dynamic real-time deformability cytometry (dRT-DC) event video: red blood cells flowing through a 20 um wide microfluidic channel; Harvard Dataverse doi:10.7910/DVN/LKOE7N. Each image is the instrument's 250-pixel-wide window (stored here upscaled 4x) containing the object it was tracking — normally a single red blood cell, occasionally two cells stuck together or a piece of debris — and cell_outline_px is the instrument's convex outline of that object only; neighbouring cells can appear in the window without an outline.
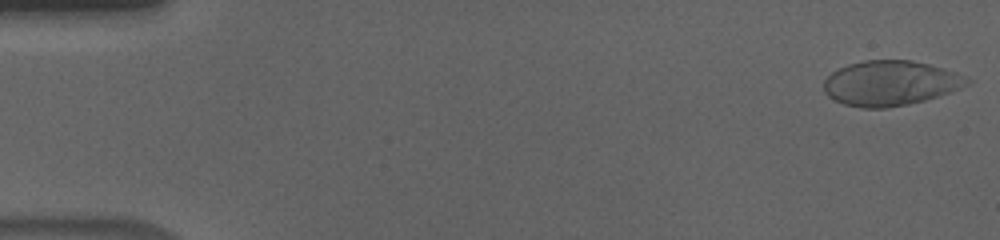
{"species": "human", "species_latin": "Homo sapiens", "temperature_condition": "cold", "stored_images_in_passage": 56, "camera_frame_rate_fps": 3000, "um_per_image_px": 0.085, "donor": {"sex": "male"}, "frame": {"image": 1, "passage_image": 1, "time_ms": 0.0, "image_size_px": [1000, 240], "cell_outline_px": [[972, 80], [968, 84], [960, 88], [924, 100], [908, 104], [884, 108], [864, 108], [844, 104], [828, 96], [824, 92], [824, 80], [832, 72], [848, 64], [864, 60], [912, 60], [944, 68]], "centroid_in_image_um": [75.65, 7.06], "position_along_channel_um": 9.4, "area_um2": 37.17}}
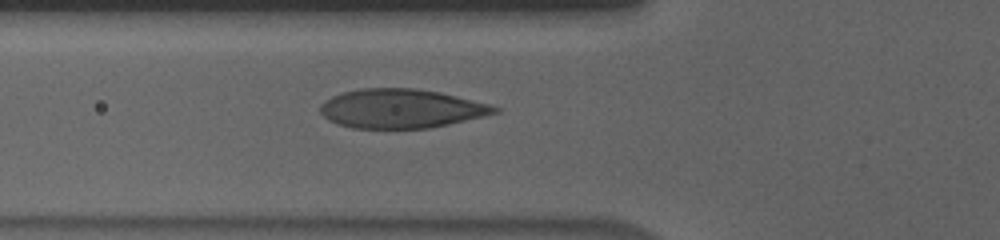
{"frame": {"image": 2, "passage_image": 20, "time_ms": 6.333, "image_size_px": [1000, 240], "cell_outline_px": [[500, 112], [484, 116], [448, 124], [428, 128], [352, 128], [336, 124], [328, 120], [320, 112], [320, 104], [324, 100], [340, 92], [360, 88], [416, 88], [440, 92], [488, 104], [500, 108]], "centroid_in_image_um": [34.04, 9.22], "position_along_channel_um": 91.8, "area_um2": 39.77}}
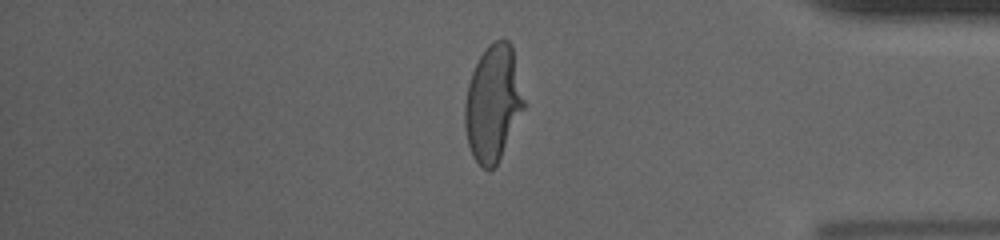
{"frame": {"image": 3, "passage_image": 47, "time_ms": 15.333, "image_size_px": [1000, 240], "cell_outline_px": [[524, 108], [496, 164], [488, 172], [472, 156], [468, 144], [464, 128], [464, 104], [468, 84], [472, 72], [480, 56], [488, 44], [496, 40], [508, 40], [512, 44], [524, 100]], "centroid_in_image_um": [41.88, 8.75], "position_along_channel_um": 393.3, "area_um2": 39.54}, "authors_computed_cell_mechanics": {"area_um2": 40.1132, "velocity_mm_per_s": 3.6134, "shape_relaxation_time_tau1_ms": 4.7537, "shape_relaxation_time_tau2_ms": null, "deformation_change_tau1": 0.2014, "deformation_change_tau2": null}}